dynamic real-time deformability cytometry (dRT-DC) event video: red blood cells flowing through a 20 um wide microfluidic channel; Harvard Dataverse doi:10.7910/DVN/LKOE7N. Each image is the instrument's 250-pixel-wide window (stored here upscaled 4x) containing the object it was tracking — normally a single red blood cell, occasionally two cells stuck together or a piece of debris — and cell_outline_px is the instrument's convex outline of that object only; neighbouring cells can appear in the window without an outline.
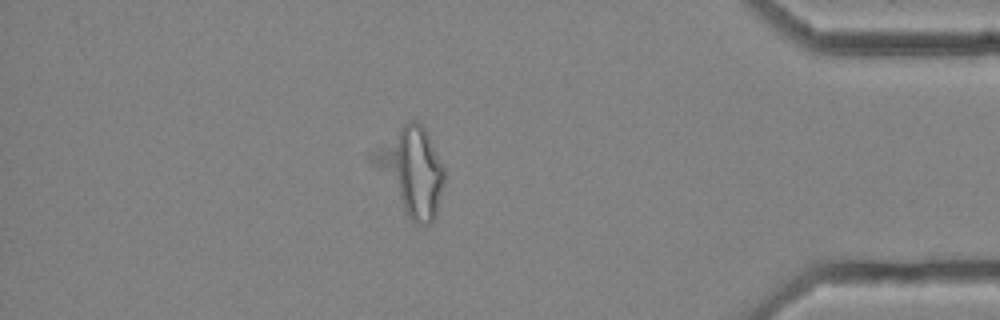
{"species": "common noctule bat (a hibernating species)", "species_latin": "Nyctalus noctula", "temperature_condition": "cold", "stored_images_in_passage": 54, "segment_of_instrument_passage": [2, 2], "camera_frame_rate_fps": 3000, "um_per_image_px": 0.085, "animal": {"sex": "female", "body_mass_g": 25.1}, "frame": {"image": 1, "passage_image": 49, "time_ms": 16.0, "image_size_px": [1000, 320], "cell_outline_px": [[444, 184], [436, 216], [432, 224], [416, 224], [408, 216], [368, 160], [368, 152], [404, 124], [412, 120], [416, 120], [424, 128], [444, 168]], "centroid_in_image_um": [34.93, 14.54], "position_along_channel_um": 400.3, "area_um2": 35.89}}